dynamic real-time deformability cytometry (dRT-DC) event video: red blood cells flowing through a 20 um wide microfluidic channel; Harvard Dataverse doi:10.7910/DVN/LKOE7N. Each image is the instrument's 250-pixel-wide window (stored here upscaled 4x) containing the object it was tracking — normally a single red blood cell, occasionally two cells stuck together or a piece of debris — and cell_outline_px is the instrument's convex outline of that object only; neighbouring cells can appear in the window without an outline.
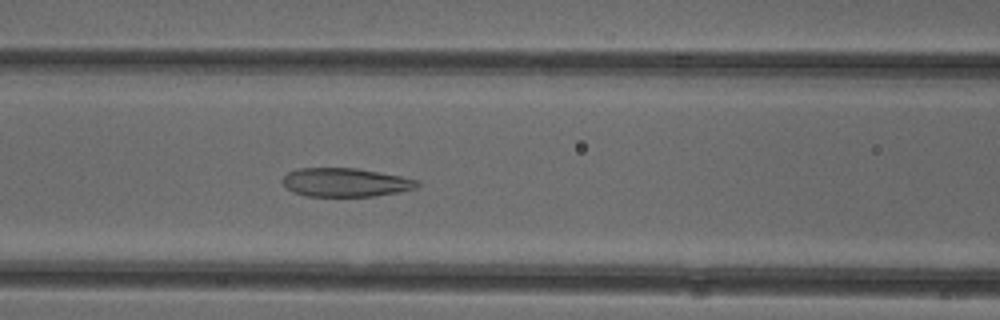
{"species": "common noctule bat (a hibernating species)", "species_latin": "Nyctalus noctula", "temperature_condition": "cold", "stored_images_in_passage": 41, "camera_frame_rate_fps": 3000, "um_per_image_px": 0.085, "animal": {"sex": "female"}, "frame": {"image": 1, "passage_image": 11, "time_ms": 3.333, "image_size_px": [1000, 320], "cell_outline_px": [[420, 184], [416, 188], [400, 192], [372, 196], [308, 196], [292, 192], [280, 180], [288, 172], [300, 168], [356, 168], [400, 176], [420, 180]], "centroid_in_image_um": [29.37, 15.5], "position_along_channel_um": 137.2, "area_um2": 22.48}}
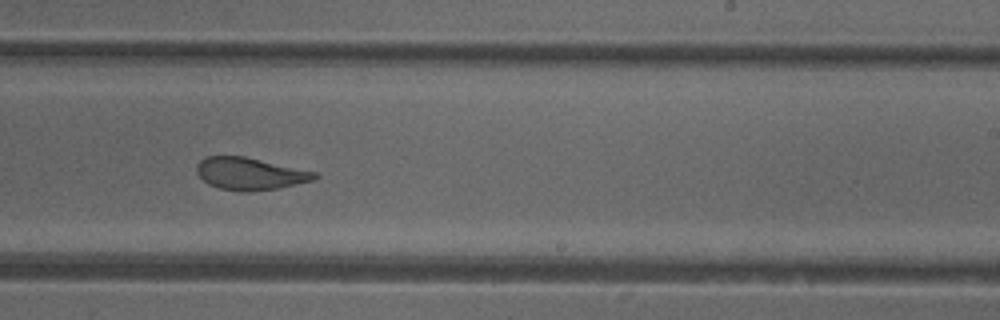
{"frame": {"image": 2, "passage_image": 21, "time_ms": 6.667, "image_size_px": [1000, 320], "cell_outline_px": [[320, 176], [312, 180], [276, 188], [220, 188], [208, 184], [196, 172], [196, 164], [204, 156], [244, 156], [316, 172]], "centroid_in_image_um": [21.21, 14.7], "position_along_channel_um": 267.8, "area_um2": 21.1}}
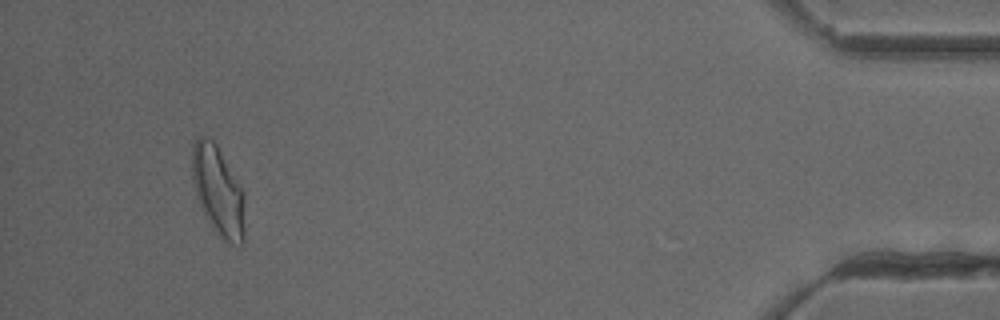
{"frame": {"image": 3, "passage_image": 38, "time_ms": 12.333, "image_size_px": [1000, 320], "cell_outline_px": [[244, 244], [240, 248], [228, 244], [212, 228], [200, 208], [192, 180], [192, 140], [196, 136], [208, 136], [216, 144], [244, 192]], "centroid_in_image_um": [18.53, 16.26], "position_along_channel_um": 416.7, "area_um2": 27.98}, "authors_computed_cell_mechanics": {"area_um2": 24.3338, "velocity_mm_per_s": 3.9205, "shape_relaxation_time_tau1_ms": 10.0692, "shape_relaxation_time_tau2_ms": 1.4431, "deformation_change_tau1": 0.2339, "deformation_change_tau2": 0.0827}}